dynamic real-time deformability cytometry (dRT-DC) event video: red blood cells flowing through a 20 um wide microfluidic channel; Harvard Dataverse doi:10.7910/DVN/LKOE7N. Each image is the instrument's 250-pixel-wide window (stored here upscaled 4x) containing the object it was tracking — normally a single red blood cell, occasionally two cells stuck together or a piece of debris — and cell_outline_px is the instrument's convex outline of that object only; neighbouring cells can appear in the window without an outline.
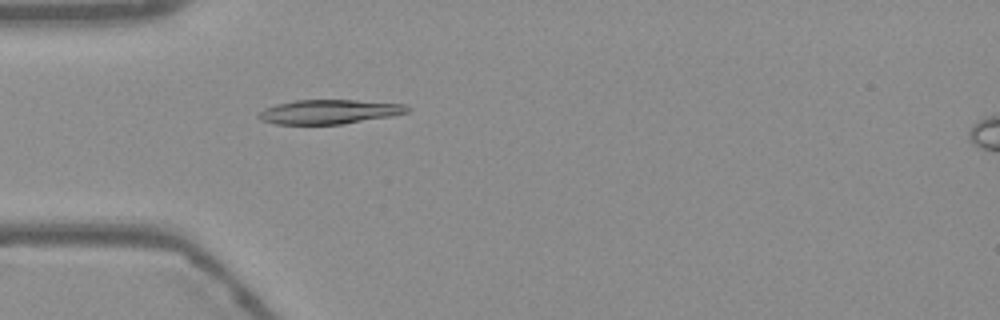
{"species": "Egyptian fruit bat (a non-hibernating species)", "species_latin": "Rousettus aegyptiacus", "temperature_condition": "warm", "stored_images_in_passage": 54, "camera_frame_rate_fps": 3000, "um_per_image_px": 0.085, "frame": {"image": 1, "passage_image": 16, "time_ms": 5.0, "image_size_px": [1000, 320], "cell_outline_px": [[412, 108], [408, 112], [392, 116], [344, 124], [276, 124], [260, 120], [256, 116], [256, 112], [264, 108], [276, 104], [296, 100], [356, 100], [404, 104]], "centroid_in_image_um": [27.96, 9.5], "position_along_channel_um": 57.0, "area_um2": 21.27}}
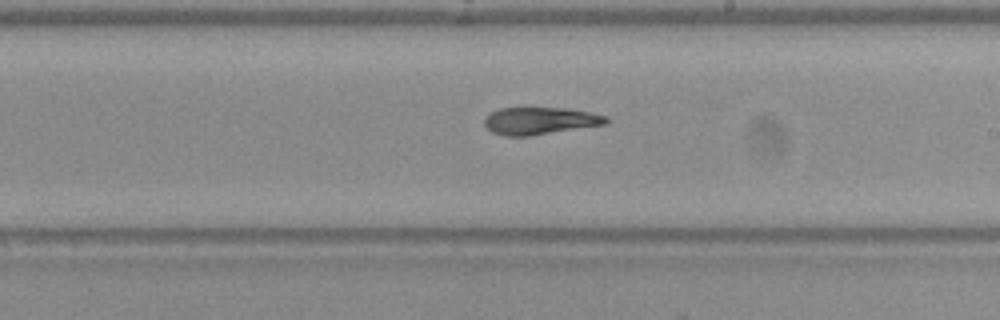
{"frame": {"image": 2, "passage_image": 31, "time_ms": 10.0, "image_size_px": [1000, 320], "cell_outline_px": [[608, 124], [528, 136], [504, 136], [492, 132], [484, 124], [484, 120], [492, 112], [500, 108], [564, 108], [592, 112], [608, 116]], "centroid_in_image_um": [45.94, 10.27], "position_along_channel_um": 243.1, "area_um2": 19.31}}
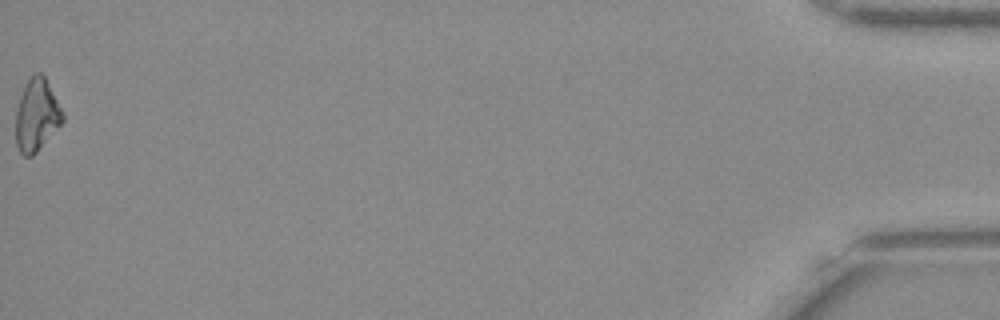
{"frame": {"image": 3, "passage_image": 54, "time_ms": 17.667, "image_size_px": [1000, 320], "cell_outline_px": [[64, 120], [36, 152], [32, 156], [24, 156], [20, 152], [16, 144], [16, 108], [20, 96], [28, 80], [36, 72], [40, 72], [44, 76], [64, 116]], "centroid_in_image_um": [3.09, 9.8], "position_along_channel_um": 432.1, "area_um2": 19.19}, "authors_computed_cell_mechanics": {"area_um2": 19.9699, "velocity_mm_per_s": 3.7975, "shape_relaxation_time_tau1_ms": null, "shape_relaxation_time_tau2_ms": 6.4972, "deformation_change_tau1": null, "deformation_change_tau2": 0.1331}}